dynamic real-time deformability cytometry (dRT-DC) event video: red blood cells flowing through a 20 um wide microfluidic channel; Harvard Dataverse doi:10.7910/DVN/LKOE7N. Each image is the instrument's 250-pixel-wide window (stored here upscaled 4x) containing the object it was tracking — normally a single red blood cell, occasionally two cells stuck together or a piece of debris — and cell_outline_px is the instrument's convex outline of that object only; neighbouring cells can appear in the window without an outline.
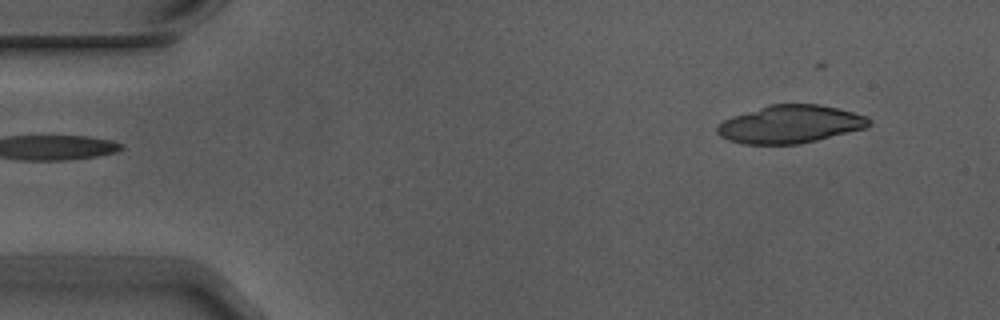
{"species": "Egyptian fruit bat (a non-hibernating species)", "species_latin": "Rousettus aegyptiacus", "temperature_condition": "warm", "stored_images_in_passage": 5, "segment_of_instrument_passage": [2, 2], "camera_frame_rate_fps": 3000, "um_per_image_px": 0.085, "animal": {"sex": "male"}, "frame": {"image": 1, "passage_image": 5, "time_ms": 1.333, "image_size_px": [1000, 320], "cell_outline_px": [[872, 124], [864, 128], [816, 140], [796, 144], [740, 144], [728, 140], [720, 136], [716, 132], [716, 124], [732, 116], [768, 104], [820, 104], [852, 112], [864, 116], [872, 120]], "centroid_in_image_um": [67.11, 10.56], "position_along_channel_um": 17.9, "area_um2": 33.47}}